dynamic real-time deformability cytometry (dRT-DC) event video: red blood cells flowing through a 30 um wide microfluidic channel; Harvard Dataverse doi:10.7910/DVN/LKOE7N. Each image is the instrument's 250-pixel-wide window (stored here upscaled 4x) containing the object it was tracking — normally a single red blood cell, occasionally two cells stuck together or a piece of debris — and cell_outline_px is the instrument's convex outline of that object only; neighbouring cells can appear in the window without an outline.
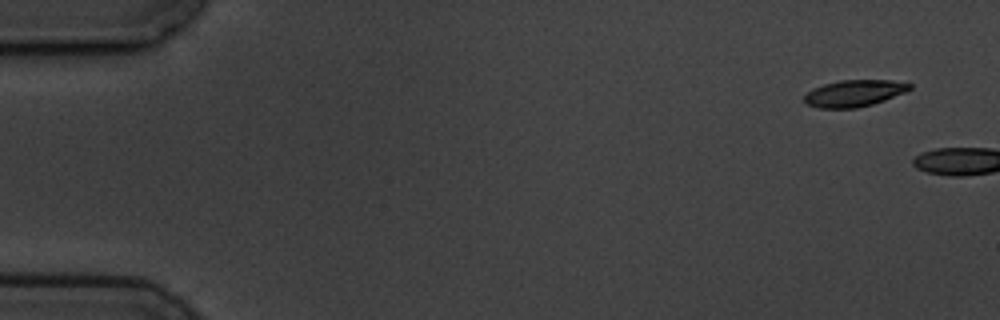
{"species": "common noctule bat (a hibernating species)", "species_latin": "Nyctalus noctula", "temperature_condition": "cold", "stored_images_in_passage": 2, "camera_frame_rate_fps": 3000, "um_per_image_px": 0.085, "animal": {"sex": "male", "body_mass_g": 19.5, "forearm_length_mm": 54.6}, "frame": {"image": 1, "passage_image": 1, "time_ms": 0.0, "image_size_px": [1000, 320], "cell_outline_px": [[912, 88], [904, 92], [884, 100], [872, 104], [856, 108], [820, 108], [804, 104], [804, 96], [812, 88], [824, 84], [840, 80], [892, 80], [912, 84]], "centroid_in_image_um": [72.57, 7.92], "position_along_channel_um": 12.4, "area_um2": 16.36}}